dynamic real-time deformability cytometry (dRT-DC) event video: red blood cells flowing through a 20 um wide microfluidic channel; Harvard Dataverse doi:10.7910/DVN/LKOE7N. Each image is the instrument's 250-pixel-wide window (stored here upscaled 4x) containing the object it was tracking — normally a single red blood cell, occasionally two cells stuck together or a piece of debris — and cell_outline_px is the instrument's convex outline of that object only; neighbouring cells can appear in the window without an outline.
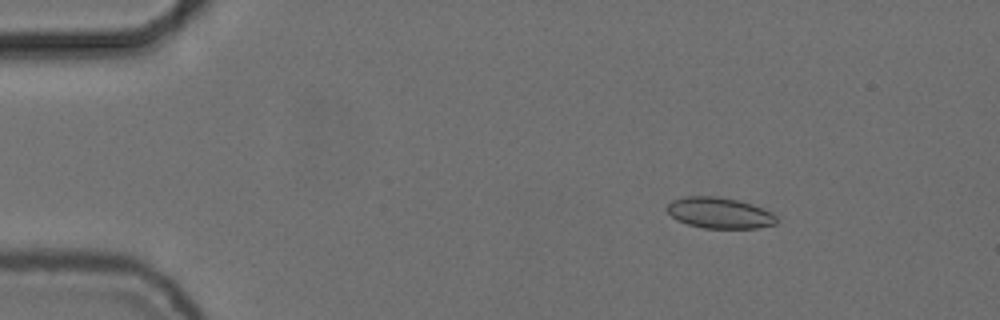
{"species": "common noctule bat (a hibernating species)", "species_latin": "Nyctalus noctula", "temperature_condition": "cold", "stored_images_in_passage": 33, "camera_frame_rate_fps": 3000, "um_per_image_px": 0.085, "animal": {"sex": "female", "body_mass_g": 24.6, "forearm_length_mm": 56.2}, "frame": {"image": 1, "passage_image": 3, "time_ms": 0.667, "image_size_px": [1000, 320], "cell_outline_px": [[776, 224], [756, 228], [704, 228], [688, 224], [676, 220], [664, 208], [672, 200], [688, 196], [716, 196], [736, 200], [752, 204], [772, 212], [776, 216]], "centroid_in_image_um": [61.14, 18.1], "position_along_channel_um": 23.9, "area_um2": 19.71}}
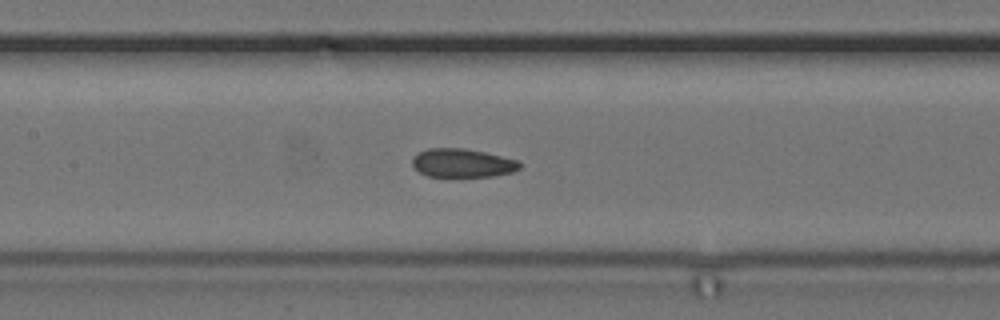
{"frame": {"image": 2, "passage_image": 21, "time_ms": 6.667, "image_size_px": [1000, 320], "cell_outline_px": [[520, 168], [512, 172], [492, 176], [428, 176], [420, 172], [412, 164], [412, 156], [428, 148], [464, 148], [484, 152], [520, 160]], "centroid_in_image_um": [39.31, 13.84], "position_along_channel_um": 168.1, "area_um2": 17.8}}
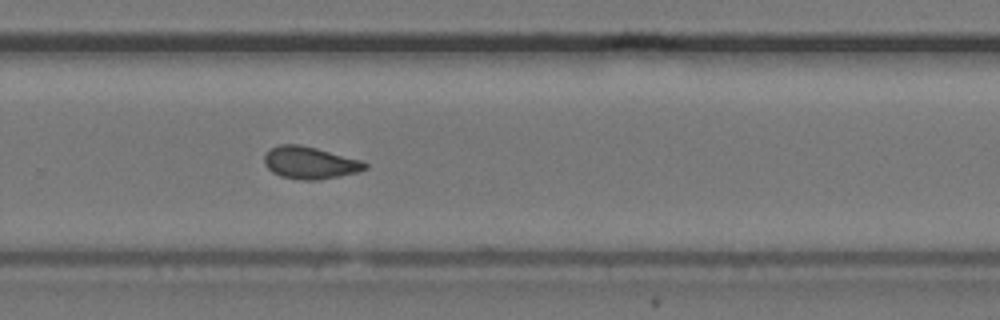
{"frame": {"image": 3, "passage_image": 32, "time_ms": 10.333, "image_size_px": [1000, 320], "cell_outline_px": [[368, 168], [360, 172], [320, 180], [300, 180], [280, 176], [272, 172], [264, 164], [264, 156], [268, 148], [280, 144], [300, 144], [364, 160], [368, 164]], "centroid_in_image_um": [26.37, 13.83], "position_along_channel_um": 303.4, "area_um2": 19.36}}